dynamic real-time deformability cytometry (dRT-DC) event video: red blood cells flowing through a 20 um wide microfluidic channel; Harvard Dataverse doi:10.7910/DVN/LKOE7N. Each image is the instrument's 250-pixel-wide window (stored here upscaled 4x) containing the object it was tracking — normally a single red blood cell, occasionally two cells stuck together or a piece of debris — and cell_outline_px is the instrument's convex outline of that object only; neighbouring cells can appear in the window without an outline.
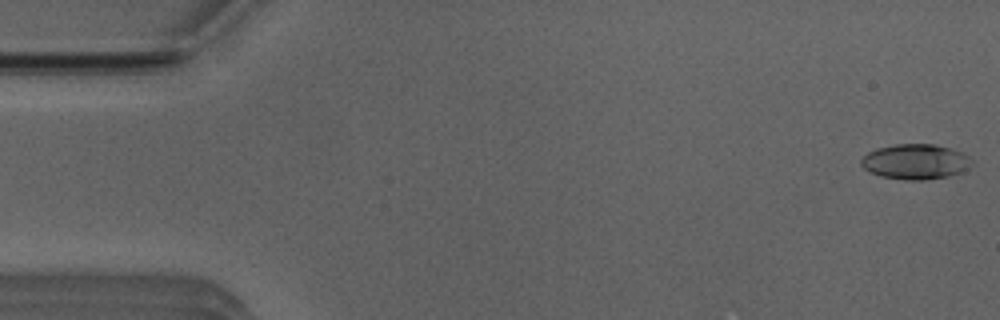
{"species": "Egyptian fruit bat (a non-hibernating species)", "species_latin": "Rousettus aegyptiacus", "temperature_condition": "room temperature", "stored_images_in_passage": 12, "camera_frame_rate_fps": 3000, "um_per_image_px": 0.085, "animal": {"sex": "male"}, "frame": {"image": 1, "passage_image": 1, "time_ms": 0.0, "image_size_px": [1000, 320], "cell_outline_px": [[972, 164], [968, 168], [960, 172], [948, 176], [924, 180], [904, 180], [880, 176], [868, 172], [860, 164], [860, 160], [868, 152], [876, 148], [896, 144], [936, 144], [952, 148], [968, 156], [972, 160]], "centroid_in_image_um": [77.79, 13.74], "position_along_channel_um": 7.2, "area_um2": 22.83}}